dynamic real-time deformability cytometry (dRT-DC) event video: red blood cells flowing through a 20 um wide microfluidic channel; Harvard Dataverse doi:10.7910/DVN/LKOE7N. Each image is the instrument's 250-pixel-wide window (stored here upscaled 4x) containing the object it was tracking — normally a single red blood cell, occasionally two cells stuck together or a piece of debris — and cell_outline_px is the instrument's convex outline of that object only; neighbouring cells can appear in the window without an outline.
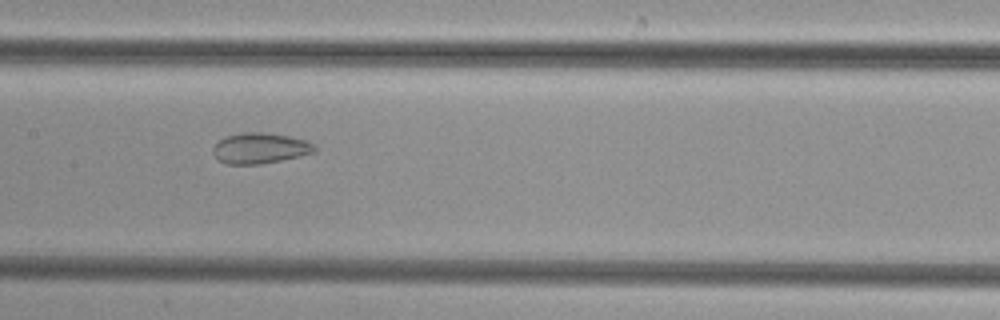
{"species": "common noctule bat (a hibernating species)", "species_latin": "Nyctalus noctula", "temperature_condition": "cold", "stored_images_in_passage": 41, "camera_frame_rate_fps": 3000, "um_per_image_px": 0.085, "animal": {"sex": "female", "body_mass_g": 29.2, "forearm_length_mm": 56.3}, "frame": {"image": 1, "passage_image": 16, "time_ms": 5.0, "image_size_px": [1000, 320], "cell_outline_px": [[316, 152], [300, 156], [260, 164], [224, 164], [212, 152], [212, 148], [224, 136], [244, 132], [264, 132], [288, 136], [304, 140], [316, 144]], "centroid_in_image_um": [22.11, 12.59], "position_along_channel_um": 185.3, "area_um2": 18.15}}
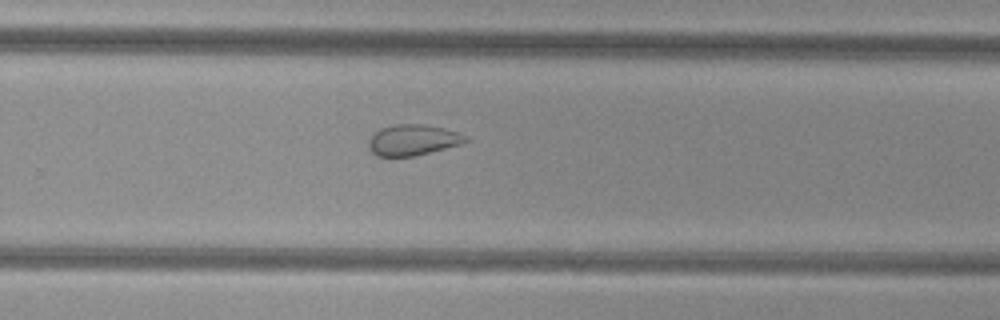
{"frame": {"image": 2, "passage_image": 24, "time_ms": 7.667, "image_size_px": [1000, 320], "cell_outline_px": [[468, 140], [460, 144], [416, 156], [376, 156], [368, 148], [368, 140], [380, 128], [396, 124], [424, 124], [444, 128], [460, 132], [468, 136]], "centroid_in_image_um": [35.1, 11.89], "position_along_channel_um": 294.7, "area_um2": 17.51}}
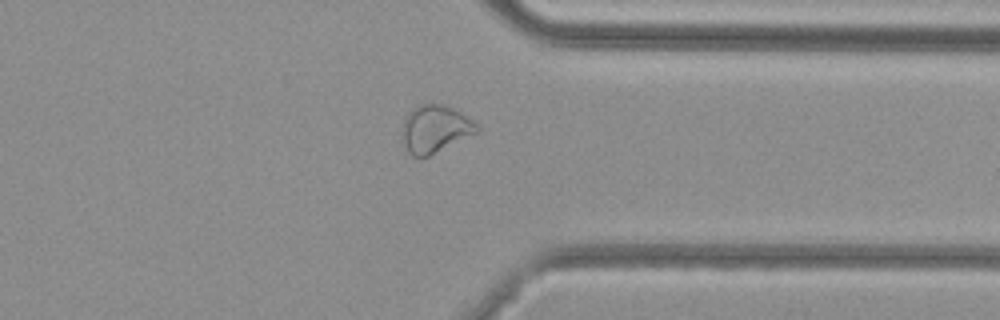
{"frame": {"image": 3, "passage_image": 30, "time_ms": 9.667, "image_size_px": [1000, 320], "cell_outline_px": [[480, 132], [428, 156], [412, 156], [408, 152], [404, 144], [400, 132], [400, 128], [408, 112], [412, 108], [420, 104], [444, 104], [456, 108], [472, 120], [480, 128]], "centroid_in_image_um": [36.98, 10.94], "position_along_channel_um": 374.4, "area_um2": 21.04}}